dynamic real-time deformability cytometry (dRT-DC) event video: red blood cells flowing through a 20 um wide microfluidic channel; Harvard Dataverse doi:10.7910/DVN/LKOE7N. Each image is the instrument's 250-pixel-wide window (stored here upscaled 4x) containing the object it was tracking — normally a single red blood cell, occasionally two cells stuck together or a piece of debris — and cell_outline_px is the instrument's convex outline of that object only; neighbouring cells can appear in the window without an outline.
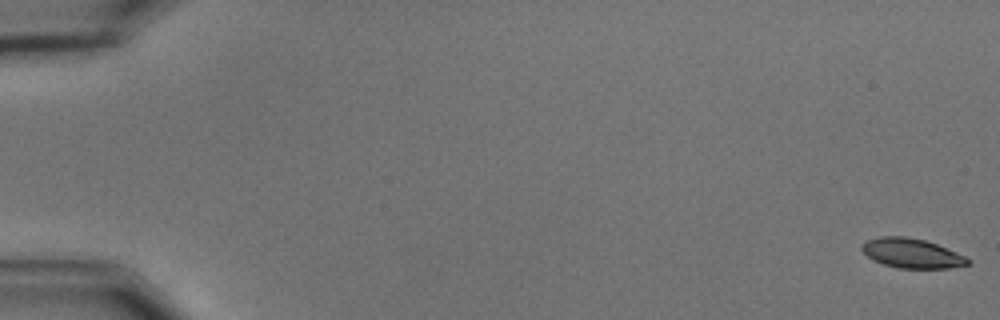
{"species": "common noctule bat (a hibernating species)", "species_latin": "Nyctalus noctula", "temperature_condition": "cold", "stored_images_in_passage": 58, "camera_frame_rate_fps": 3000, "um_per_image_px": 0.085, "animal": {"sex": "male", "body_mass_g": 15.6}, "frame": {"image": 1, "passage_image": 1, "time_ms": 0.0, "image_size_px": [1000, 320], "cell_outline_px": [[972, 260], [968, 264], [948, 268], [900, 268], [884, 264], [872, 260], [860, 248], [860, 244], [868, 240], [880, 236], [904, 236], [924, 240], [936, 244], [956, 252]], "centroid_in_image_um": [77.47, 21.52], "position_along_channel_um": 7.5, "area_um2": 18.09}}
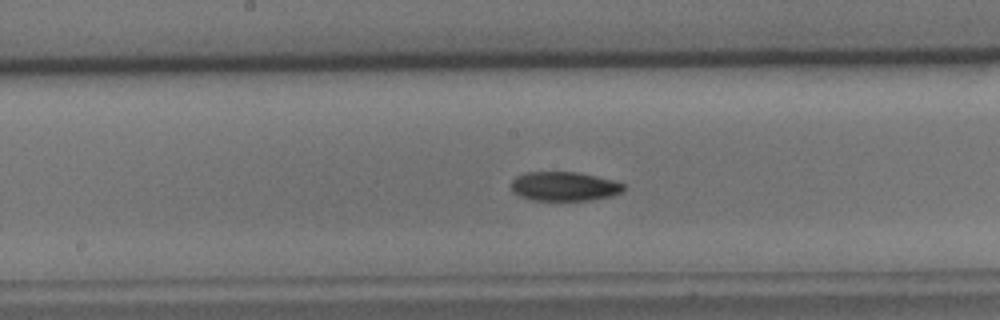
{"frame": {"image": 2, "passage_image": 31, "time_ms": 10.0, "image_size_px": [1000, 320], "cell_outline_px": [[624, 188], [620, 192], [612, 196], [588, 200], [532, 200], [520, 196], [512, 192], [512, 180], [516, 176], [524, 172], [576, 172], [596, 176], [612, 180], [624, 184]], "centroid_in_image_um": [47.92, 15.83], "position_along_channel_um": 200.3, "area_um2": 19.02}}
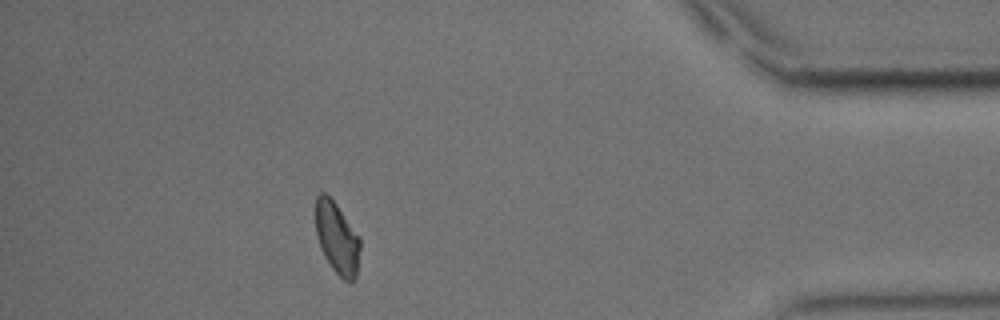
{"frame": {"image": 3, "passage_image": 52, "time_ms": 17.0, "image_size_px": [1000, 320], "cell_outline_px": [[360, 248], [356, 276], [348, 284], [332, 268], [324, 256], [320, 248], [316, 236], [316, 196], [320, 192], [324, 192], [336, 204], [360, 236]], "centroid_in_image_um": [28.64, 20.24], "position_along_channel_um": 406.6, "area_um2": 18.61}, "authors_computed_cell_mechanics": {"area_um2": 19.3341, "velocity_mm_per_s": 3.55, "shape_relaxation_time_tau1_ms": 3.0761, "shape_relaxation_time_tau2_ms": null, "deformation_change_tau1": 0.1224, "deformation_change_tau2": null}}